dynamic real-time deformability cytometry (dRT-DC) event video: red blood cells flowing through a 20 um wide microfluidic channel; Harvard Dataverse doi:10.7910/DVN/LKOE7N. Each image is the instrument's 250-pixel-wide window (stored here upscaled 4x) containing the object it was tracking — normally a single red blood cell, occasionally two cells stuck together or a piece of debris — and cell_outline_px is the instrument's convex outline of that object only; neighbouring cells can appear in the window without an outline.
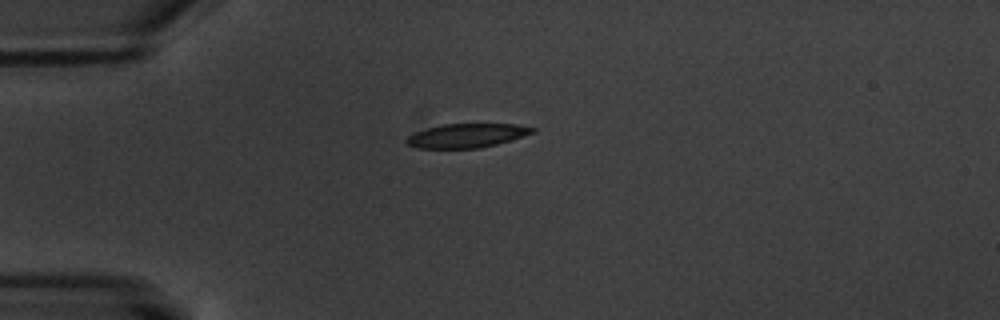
{"species": "common noctule bat (a hibernating species)", "species_latin": "Nyctalus noctula", "temperature_condition": "warm", "stored_images_in_passage": 1, "camera_frame_rate_fps": 3000, "um_per_image_px": 0.085, "animal": {"sex": "male", "body_mass_g": 20.1, "forearm_length_mm": 53.5}, "frame": {"image": 1, "passage_image": 1, "time_ms": 0.0, "image_size_px": [1000, 320], "cell_outline_px": [[536, 132], [496, 144], [480, 148], [416, 148], [404, 144], [404, 140], [408, 136], [416, 132], [428, 128], [444, 124], [516, 124], [536, 128]], "centroid_in_image_um": [39.65, 11.53], "position_along_channel_um": 45.4, "area_um2": 17.57}}